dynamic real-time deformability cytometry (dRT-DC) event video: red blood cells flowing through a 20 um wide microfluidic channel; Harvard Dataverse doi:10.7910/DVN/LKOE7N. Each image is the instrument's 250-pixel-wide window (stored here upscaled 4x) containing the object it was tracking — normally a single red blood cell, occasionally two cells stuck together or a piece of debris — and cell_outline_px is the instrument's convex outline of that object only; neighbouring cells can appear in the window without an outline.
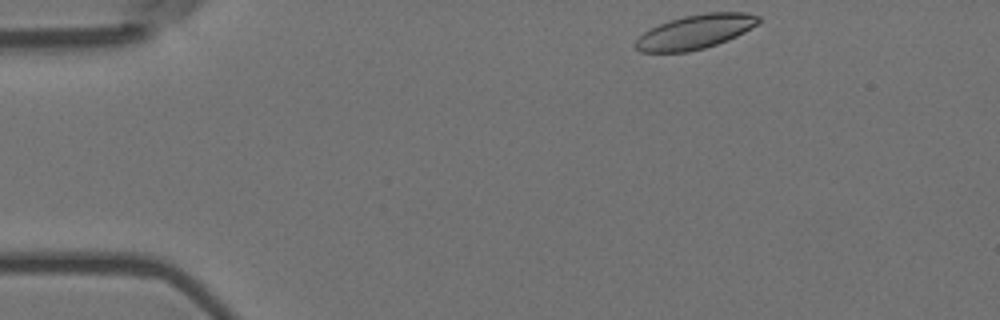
{"species": "Egyptian fruit bat (a non-hibernating species)", "species_latin": "Rousettus aegyptiacus", "temperature_condition": "room temperature", "stored_images_in_passage": 9, "camera_frame_rate_fps": 3000, "um_per_image_px": 0.085, "animal": {"sex": "female"}, "frame": {"image": 1, "passage_image": 1, "time_ms": 0.0, "image_size_px": [1000, 320], "cell_outline_px": [[760, 20], [756, 24], [744, 32], [728, 40], [704, 48], [688, 52], [640, 52], [636, 48], [636, 40], [644, 32], [660, 24], [684, 16], [708, 12], [748, 12], [760, 16]], "centroid_in_image_um": [59.12, 2.7], "position_along_channel_um": 25.9, "area_um2": 24.22}}
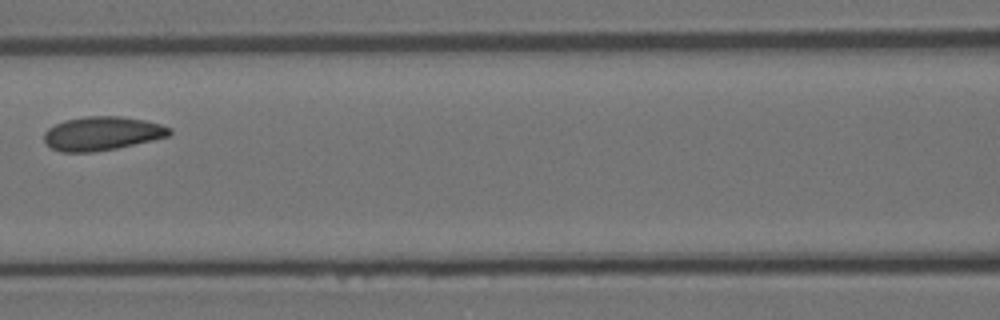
{"frame": {"image": 2, "passage_image": 6, "time_ms": 1.667, "image_size_px": [1000, 320], "cell_outline_px": [[172, 132], [168, 136], [152, 140], [116, 148], [92, 152], [60, 152], [52, 148], [44, 140], [44, 132], [48, 128], [64, 120], [84, 116], [120, 116], [144, 120], [160, 124], [172, 128]], "centroid_in_image_um": [8.66, 11.34], "position_along_channel_um": 157.9, "area_um2": 24.62}}
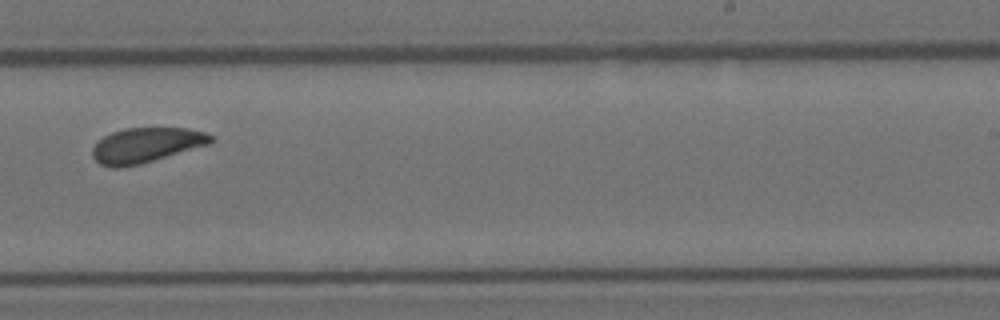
{"frame": {"image": 3, "passage_image": 9, "time_ms": 2.667, "image_size_px": [1000, 320], "cell_outline_px": [[216, 140], [208, 144], [140, 164], [120, 168], [112, 168], [100, 164], [92, 156], [92, 148], [104, 136], [112, 132], [124, 128], [188, 128], [204, 132], [212, 136]], "centroid_in_image_um": [12.4, 12.34], "position_along_channel_um": 276.6, "area_um2": 23.93}}